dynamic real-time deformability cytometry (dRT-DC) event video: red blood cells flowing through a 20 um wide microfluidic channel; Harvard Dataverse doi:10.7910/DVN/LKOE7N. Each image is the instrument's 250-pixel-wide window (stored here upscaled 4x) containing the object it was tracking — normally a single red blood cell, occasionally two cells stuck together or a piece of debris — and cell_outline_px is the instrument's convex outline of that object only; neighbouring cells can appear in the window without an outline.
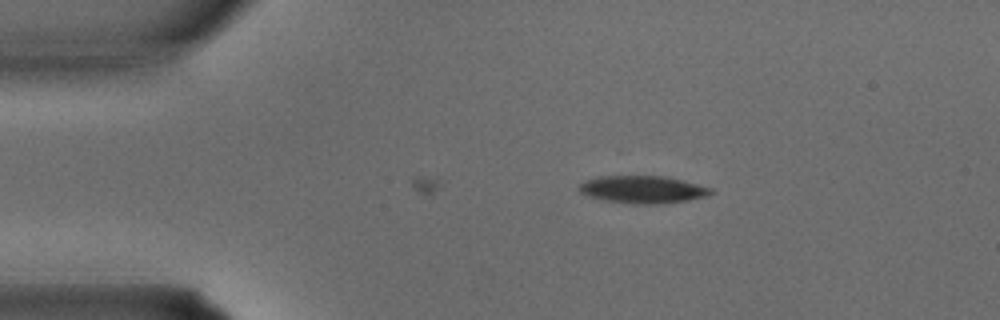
{"species": "common noctule bat (a hibernating species)", "species_latin": "Nyctalus noctula", "temperature_condition": "warm", "stored_images_in_passage": 2, "camera_frame_rate_fps": 3000, "um_per_image_px": 0.085, "animal": {"sex": "male", "body_mass_g": 15.6}, "frame": {"image": 1, "passage_image": 2, "time_ms": 0.333, "image_size_px": [1000, 320], "cell_outline_px": [[716, 192], [708, 196], [688, 200], [660, 204], [636, 204], [604, 200], [588, 196], [580, 192], [576, 188], [584, 180], [596, 176], [664, 176], [712, 188]], "centroid_in_image_um": [54.61, 16.11], "position_along_channel_um": 30.4, "area_um2": 21.21}}